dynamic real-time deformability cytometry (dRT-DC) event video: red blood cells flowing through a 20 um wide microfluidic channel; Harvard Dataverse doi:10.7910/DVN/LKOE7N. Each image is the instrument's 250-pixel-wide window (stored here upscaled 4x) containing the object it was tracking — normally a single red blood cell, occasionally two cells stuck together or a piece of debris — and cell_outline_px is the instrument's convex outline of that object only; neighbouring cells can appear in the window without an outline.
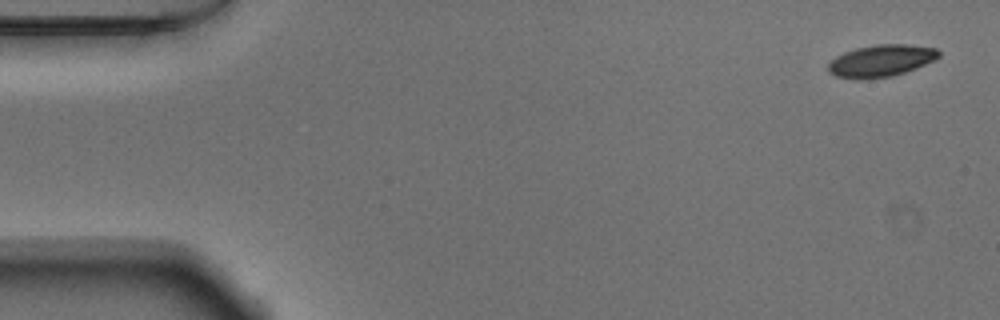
{"species": "Egyptian fruit bat (a non-hibernating species)", "species_latin": "Rousettus aegyptiacus", "temperature_condition": "warm", "stored_images_in_passage": 52, "camera_frame_rate_fps": 3000, "um_per_image_px": 0.085, "animal": {"sex": "male"}, "frame": {"image": 1, "passage_image": 1, "time_ms": 0.0, "image_size_px": [1000, 320], "cell_outline_px": [[940, 56], [916, 68], [892, 76], [860, 80], [856, 80], [836, 76], [828, 72], [828, 64], [836, 56], [844, 52], [856, 48], [876, 44], [908, 44], [936, 48], [940, 52]], "centroid_in_image_um": [74.86, 5.17], "position_along_channel_um": 10.1, "area_um2": 20.63}}
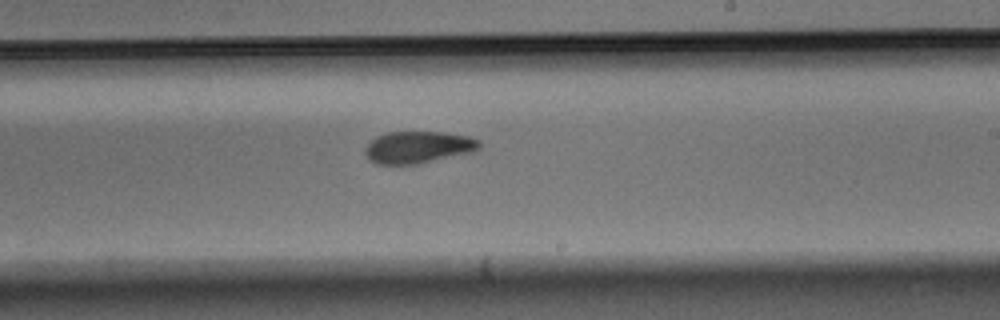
{"frame": {"image": 2, "passage_image": 30, "time_ms": 9.667, "image_size_px": [1000, 320], "cell_outline_px": [[480, 148], [476, 152], [416, 164], [376, 164], [364, 152], [364, 148], [376, 136], [388, 132], [440, 132], [468, 136], [480, 140]], "centroid_in_image_um": [35.58, 12.51], "position_along_channel_um": 253.4, "area_um2": 21.33}}
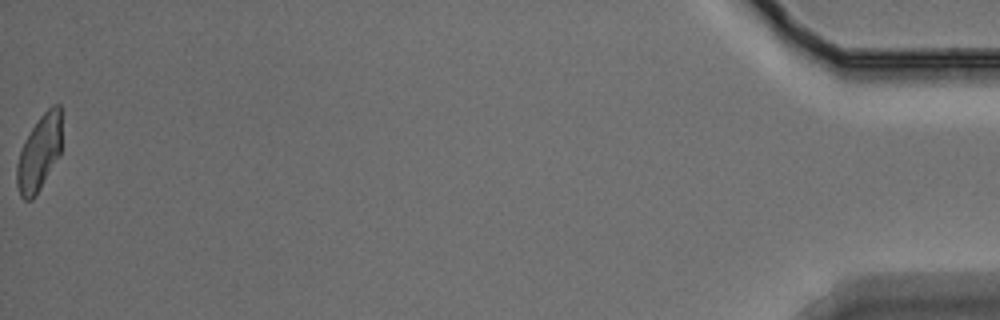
{"frame": {"image": 3, "passage_image": 52, "time_ms": 17.0, "image_size_px": [1000, 320], "cell_outline_px": [[60, 156], [36, 196], [32, 200], [24, 200], [20, 196], [16, 184], [16, 164], [24, 140], [40, 116], [52, 104], [60, 104]], "centroid_in_image_um": [3.31, 13.05], "position_along_channel_um": 431.9, "area_um2": 19.88}, "authors_computed_cell_mechanics": {"area_um2": 21.2415, "velocity_mm_per_s": 3.8065, "shape_relaxation_time_tau1_ms": 3.4814, "shape_relaxation_time_tau2_ms": 4.4424, "deformation_change_tau1": 0.1464, "deformation_change_tau2": 0.1016}}